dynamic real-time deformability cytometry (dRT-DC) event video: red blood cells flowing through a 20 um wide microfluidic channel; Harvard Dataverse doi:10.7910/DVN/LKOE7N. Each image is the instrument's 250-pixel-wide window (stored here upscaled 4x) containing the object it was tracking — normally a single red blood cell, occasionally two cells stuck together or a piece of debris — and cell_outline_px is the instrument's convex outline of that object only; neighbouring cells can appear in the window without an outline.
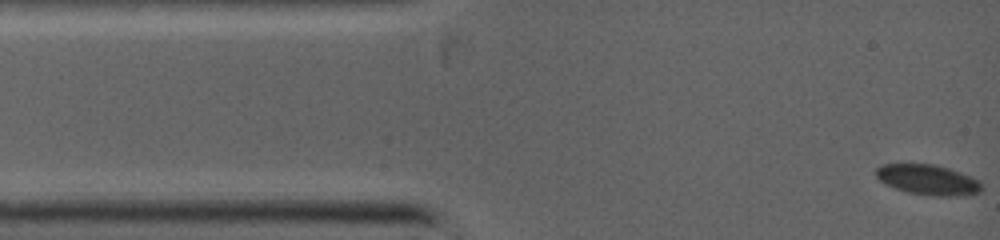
{"species": "common noctule bat (a hibernating species)", "species_latin": "Nyctalus noctula", "temperature_condition": "warm", "stored_images_in_passage": 6, "camera_frame_rate_fps": 5000, "um_per_image_px": 0.085, "animal": {"sex": "female", "body_mass_g": 19.0, "forearm_length_mm": 53.3}, "frame": {"image": 1, "passage_image": 1, "time_ms": 0.0, "image_size_px": [1000, 240], "cell_outline_px": [[980, 192], [960, 196], [932, 196], [908, 192], [884, 184], [876, 176], [876, 168], [880, 164], [936, 164], [972, 176], [980, 184]], "centroid_in_image_um": [78.84, 15.27], "position_along_channel_um": 6.2, "area_um2": 18.55}}
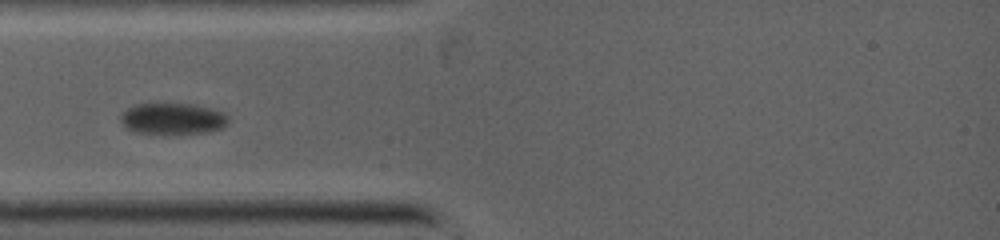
{"frame": {"image": 2, "passage_image": 4, "time_ms": 3.0, "image_size_px": [1000, 240], "cell_outline_px": [[228, 124], [224, 128], [208, 132], [136, 132], [128, 128], [120, 120], [120, 116], [128, 108], [136, 104], [196, 104], [212, 108], [224, 112], [228, 116]], "centroid_in_image_um": [14.75, 10.06], "position_along_channel_um": 70.2, "area_um2": 19.25}}
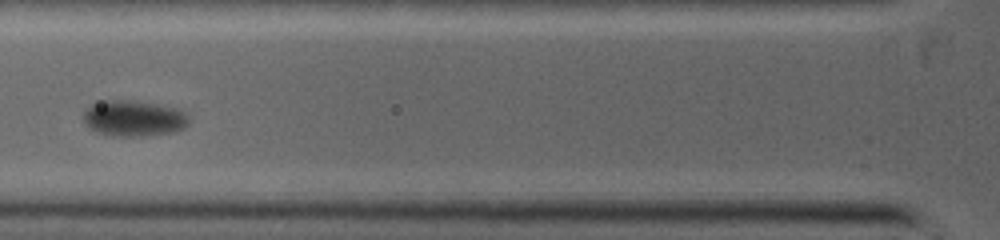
{"frame": {"image": 3, "passage_image": 5, "time_ms": 4.0, "image_size_px": [1000, 240], "cell_outline_px": [[188, 124], [184, 128], [172, 132], [132, 136], [120, 136], [96, 132], [88, 128], [84, 120], [84, 112], [96, 100], [128, 100], [156, 104], [176, 108], [184, 112], [188, 116]], "centroid_in_image_um": [11.33, 10.04], "position_along_channel_um": 114.5, "area_um2": 21.85}}